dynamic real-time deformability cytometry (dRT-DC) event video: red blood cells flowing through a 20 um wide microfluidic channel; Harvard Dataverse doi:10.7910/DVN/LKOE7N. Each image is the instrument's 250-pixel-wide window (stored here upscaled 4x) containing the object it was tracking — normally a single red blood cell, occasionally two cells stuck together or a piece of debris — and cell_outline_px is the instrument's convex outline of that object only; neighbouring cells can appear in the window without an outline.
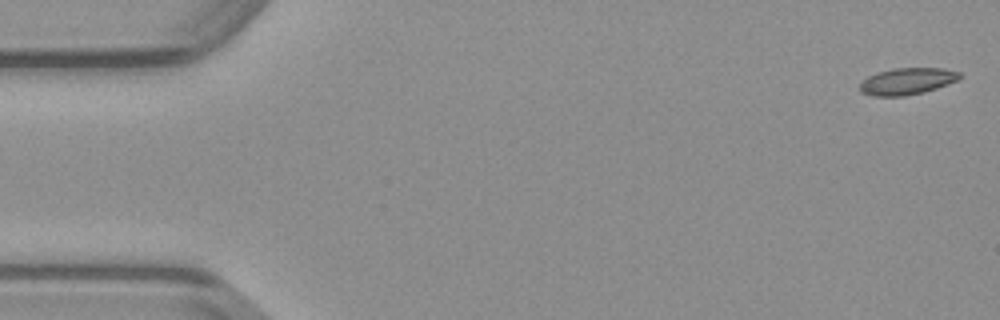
{"species": "common noctule bat (a hibernating species)", "species_latin": "Nyctalus noctula", "temperature_condition": "warm", "stored_images_in_passage": 49, "camera_frame_rate_fps": 3000, "um_per_image_px": 0.085, "animal": {"sex": "male", "body_mass_g": 23.1, "forearm_length_mm": 52.7}, "frame": {"image": 1, "passage_image": 1, "time_ms": 0.0, "image_size_px": [1000, 320], "cell_outline_px": [[964, 76], [948, 84], [924, 92], [904, 96], [872, 96], [860, 92], [860, 84], [868, 76], [892, 68], [944, 68], [960, 72]], "centroid_in_image_um": [77.13, 6.9], "position_along_channel_um": 7.9, "area_um2": 15.55}}
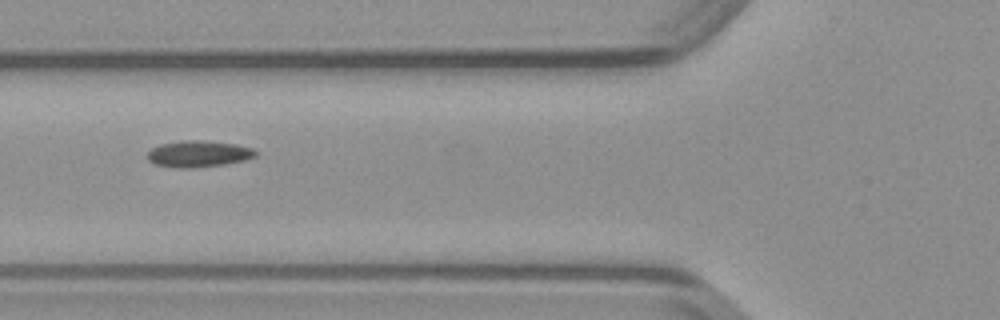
{"frame": {"image": 2, "passage_image": 18, "time_ms": 5.667, "image_size_px": [1000, 320], "cell_outline_px": [[256, 156], [244, 160], [224, 164], [192, 168], [176, 168], [156, 164], [148, 160], [148, 152], [152, 148], [160, 144], [184, 140], [200, 140], [236, 144], [252, 148], [256, 152]], "centroid_in_image_um": [16.86, 13.07], "position_along_channel_um": 108.9, "area_um2": 16.53}}
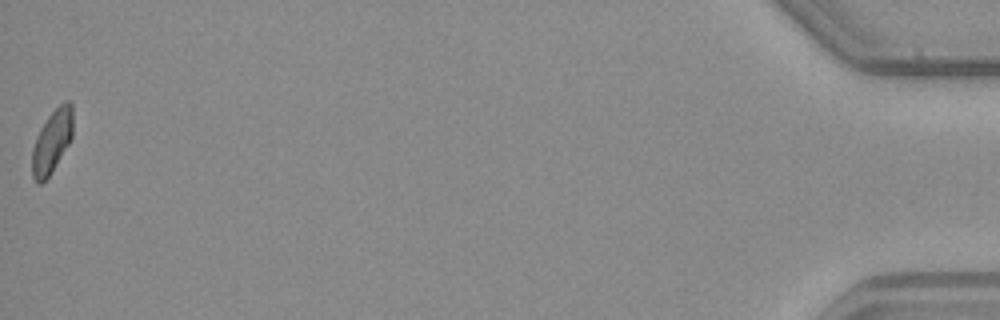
{"frame": {"image": 3, "passage_image": 49, "time_ms": 16.0, "image_size_px": [1000, 320], "cell_outline_px": [[72, 136], [68, 144], [48, 176], [40, 184], [36, 184], [32, 176], [32, 148], [36, 136], [40, 128], [48, 116], [64, 100], [68, 100], [72, 104]], "centroid_in_image_um": [4.39, 12.0], "position_along_channel_um": 430.8, "area_um2": 14.8}}